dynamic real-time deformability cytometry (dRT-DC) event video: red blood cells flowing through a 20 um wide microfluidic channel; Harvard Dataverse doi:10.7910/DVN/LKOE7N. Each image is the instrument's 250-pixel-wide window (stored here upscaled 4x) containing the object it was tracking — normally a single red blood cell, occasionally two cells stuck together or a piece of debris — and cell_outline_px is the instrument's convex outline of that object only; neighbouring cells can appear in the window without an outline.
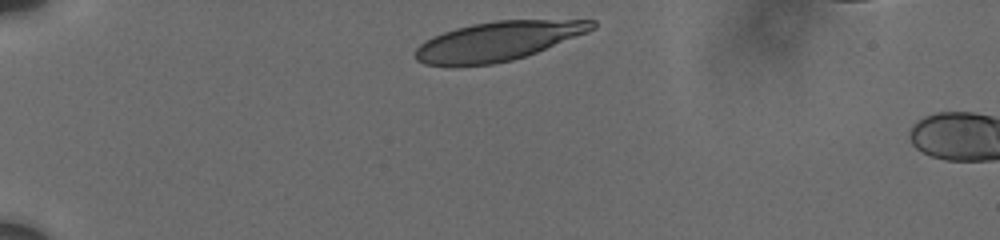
{"species": "human", "species_latin": "Homo sapiens", "temperature_condition": "cold", "stored_images_in_passage": 3, "camera_frame_rate_fps": 3000, "um_per_image_px": 0.085, "donor": {"sex": "male"}, "frame": {"image": 1, "passage_image": 1, "time_ms": 0.0, "image_size_px": [1000, 240], "cell_outline_px": [[596, 28], [588, 32], [536, 52], [512, 60], [492, 64], [424, 64], [416, 60], [416, 48], [424, 40], [432, 36], [456, 28], [472, 24], [496, 20], [596, 20]], "centroid_in_image_um": [42.34, 3.47], "position_along_channel_um": 42.7, "area_um2": 39.65}}